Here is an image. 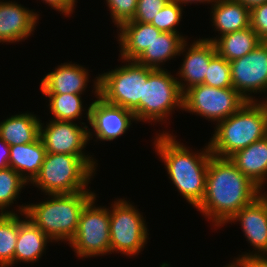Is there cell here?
Wrapping results in <instances>:
<instances>
[{"label":"cell","instance_id":"6da1fadb","mask_svg":"<svg viewBox=\"0 0 267 267\" xmlns=\"http://www.w3.org/2000/svg\"><path fill=\"white\" fill-rule=\"evenodd\" d=\"M262 190L247 178L229 158L212 155L209 160L206 190L197 211L223 227L244 206L253 202Z\"/></svg>","mask_w":267,"mask_h":267},{"label":"cell","instance_id":"7a4b0ae2","mask_svg":"<svg viewBox=\"0 0 267 267\" xmlns=\"http://www.w3.org/2000/svg\"><path fill=\"white\" fill-rule=\"evenodd\" d=\"M153 144L180 196L196 208L206 190L207 169L212 156L209 145L194 153L168 131L158 133Z\"/></svg>","mask_w":267,"mask_h":267},{"label":"cell","instance_id":"3957f363","mask_svg":"<svg viewBox=\"0 0 267 267\" xmlns=\"http://www.w3.org/2000/svg\"><path fill=\"white\" fill-rule=\"evenodd\" d=\"M48 196L47 200L39 203L18 205V212L25 213L53 242H70L76 234L82 209L96 193L86 190Z\"/></svg>","mask_w":267,"mask_h":267},{"label":"cell","instance_id":"277c9868","mask_svg":"<svg viewBox=\"0 0 267 267\" xmlns=\"http://www.w3.org/2000/svg\"><path fill=\"white\" fill-rule=\"evenodd\" d=\"M214 129L208 142L212 155L229 158L267 135V103L263 99L247 101Z\"/></svg>","mask_w":267,"mask_h":267},{"label":"cell","instance_id":"5b68a950","mask_svg":"<svg viewBox=\"0 0 267 267\" xmlns=\"http://www.w3.org/2000/svg\"><path fill=\"white\" fill-rule=\"evenodd\" d=\"M95 160L92 155L46 152L41 170L31 184L46 196L90 190L88 184L97 171Z\"/></svg>","mask_w":267,"mask_h":267},{"label":"cell","instance_id":"8992f818","mask_svg":"<svg viewBox=\"0 0 267 267\" xmlns=\"http://www.w3.org/2000/svg\"><path fill=\"white\" fill-rule=\"evenodd\" d=\"M121 60L126 64L99 74V97L109 104L131 111L137 123L140 122L144 83L155 69L135 60Z\"/></svg>","mask_w":267,"mask_h":267},{"label":"cell","instance_id":"52a82bcc","mask_svg":"<svg viewBox=\"0 0 267 267\" xmlns=\"http://www.w3.org/2000/svg\"><path fill=\"white\" fill-rule=\"evenodd\" d=\"M116 200V201H115ZM110 210V254L139 255L147 244L149 230L145 217L131 202L115 199Z\"/></svg>","mask_w":267,"mask_h":267},{"label":"cell","instance_id":"ba28073f","mask_svg":"<svg viewBox=\"0 0 267 267\" xmlns=\"http://www.w3.org/2000/svg\"><path fill=\"white\" fill-rule=\"evenodd\" d=\"M176 108L183 110V92L177 78L167 69H155L144 83L140 122L165 123Z\"/></svg>","mask_w":267,"mask_h":267},{"label":"cell","instance_id":"9c48e42d","mask_svg":"<svg viewBox=\"0 0 267 267\" xmlns=\"http://www.w3.org/2000/svg\"><path fill=\"white\" fill-rule=\"evenodd\" d=\"M96 198L82 209L76 234L67 243L81 259L110 254V210L94 205Z\"/></svg>","mask_w":267,"mask_h":267},{"label":"cell","instance_id":"30bf717a","mask_svg":"<svg viewBox=\"0 0 267 267\" xmlns=\"http://www.w3.org/2000/svg\"><path fill=\"white\" fill-rule=\"evenodd\" d=\"M247 100L233 87L196 85L183 92V111L216 124L234 114Z\"/></svg>","mask_w":267,"mask_h":267},{"label":"cell","instance_id":"8fae6325","mask_svg":"<svg viewBox=\"0 0 267 267\" xmlns=\"http://www.w3.org/2000/svg\"><path fill=\"white\" fill-rule=\"evenodd\" d=\"M93 83V92L97 100H93L85 112L87 121L94 131L91 132L89 128V141L92 140V136H96L95 141H113L129 130L131 122L136 121L134 114L99 97V76Z\"/></svg>","mask_w":267,"mask_h":267},{"label":"cell","instance_id":"7c38bea8","mask_svg":"<svg viewBox=\"0 0 267 267\" xmlns=\"http://www.w3.org/2000/svg\"><path fill=\"white\" fill-rule=\"evenodd\" d=\"M230 63L233 88L247 101H258L252 93L267 94V42L262 41L245 56ZM267 97V96H266ZM267 98L264 100L266 101Z\"/></svg>","mask_w":267,"mask_h":267},{"label":"cell","instance_id":"4fadbf2b","mask_svg":"<svg viewBox=\"0 0 267 267\" xmlns=\"http://www.w3.org/2000/svg\"><path fill=\"white\" fill-rule=\"evenodd\" d=\"M49 121L46 126L42 122L40 124V139L46 152L89 155L84 151L89 142V128L85 122H80L83 125L79 126L74 121L53 119Z\"/></svg>","mask_w":267,"mask_h":267},{"label":"cell","instance_id":"5bb4252c","mask_svg":"<svg viewBox=\"0 0 267 267\" xmlns=\"http://www.w3.org/2000/svg\"><path fill=\"white\" fill-rule=\"evenodd\" d=\"M187 43L186 40L180 49V55L182 53L185 56L179 67L180 71L176 75L182 92L190 87L203 84L210 59L217 53L214 42L203 38L195 40L190 45Z\"/></svg>","mask_w":267,"mask_h":267},{"label":"cell","instance_id":"9a60e30c","mask_svg":"<svg viewBox=\"0 0 267 267\" xmlns=\"http://www.w3.org/2000/svg\"><path fill=\"white\" fill-rule=\"evenodd\" d=\"M239 221L246 241L253 246L252 252L239 255L245 258L250 255H263L267 251V200L261 194L253 202L244 206L228 222ZM257 250V251H256Z\"/></svg>","mask_w":267,"mask_h":267},{"label":"cell","instance_id":"2e32d148","mask_svg":"<svg viewBox=\"0 0 267 267\" xmlns=\"http://www.w3.org/2000/svg\"><path fill=\"white\" fill-rule=\"evenodd\" d=\"M39 14L16 1L0 0V43L25 41L36 29Z\"/></svg>","mask_w":267,"mask_h":267},{"label":"cell","instance_id":"e0dca14e","mask_svg":"<svg viewBox=\"0 0 267 267\" xmlns=\"http://www.w3.org/2000/svg\"><path fill=\"white\" fill-rule=\"evenodd\" d=\"M89 70L72 62H65L55 67L54 71L41 79L42 94H83L89 81Z\"/></svg>","mask_w":267,"mask_h":267},{"label":"cell","instance_id":"ac0fdd59","mask_svg":"<svg viewBox=\"0 0 267 267\" xmlns=\"http://www.w3.org/2000/svg\"><path fill=\"white\" fill-rule=\"evenodd\" d=\"M118 43L120 57L126 60H136L161 31L150 23L129 20L118 28Z\"/></svg>","mask_w":267,"mask_h":267},{"label":"cell","instance_id":"d6986e66","mask_svg":"<svg viewBox=\"0 0 267 267\" xmlns=\"http://www.w3.org/2000/svg\"><path fill=\"white\" fill-rule=\"evenodd\" d=\"M229 159L236 165L247 178L265 191L267 182V135L236 151ZM264 185V186H263Z\"/></svg>","mask_w":267,"mask_h":267},{"label":"cell","instance_id":"ffe728a7","mask_svg":"<svg viewBox=\"0 0 267 267\" xmlns=\"http://www.w3.org/2000/svg\"><path fill=\"white\" fill-rule=\"evenodd\" d=\"M23 220L18 215V236L14 252V264L17 262L35 263L41 259L47 244L52 240L25 215ZM35 261V262H34Z\"/></svg>","mask_w":267,"mask_h":267},{"label":"cell","instance_id":"44dd1931","mask_svg":"<svg viewBox=\"0 0 267 267\" xmlns=\"http://www.w3.org/2000/svg\"><path fill=\"white\" fill-rule=\"evenodd\" d=\"M212 26L219 35L240 31L250 27V10L235 0H217L211 4Z\"/></svg>","mask_w":267,"mask_h":267},{"label":"cell","instance_id":"7402d4cb","mask_svg":"<svg viewBox=\"0 0 267 267\" xmlns=\"http://www.w3.org/2000/svg\"><path fill=\"white\" fill-rule=\"evenodd\" d=\"M45 155L40 137L33 143L10 146L9 167L30 184L38 176Z\"/></svg>","mask_w":267,"mask_h":267},{"label":"cell","instance_id":"603a6c76","mask_svg":"<svg viewBox=\"0 0 267 267\" xmlns=\"http://www.w3.org/2000/svg\"><path fill=\"white\" fill-rule=\"evenodd\" d=\"M41 121L29 112L11 115L0 123V137L9 146L33 143L40 137Z\"/></svg>","mask_w":267,"mask_h":267},{"label":"cell","instance_id":"cb8c5ba5","mask_svg":"<svg viewBox=\"0 0 267 267\" xmlns=\"http://www.w3.org/2000/svg\"><path fill=\"white\" fill-rule=\"evenodd\" d=\"M186 40V37L178 33L161 32L135 61L149 68L165 69L161 66L180 55V49Z\"/></svg>","mask_w":267,"mask_h":267},{"label":"cell","instance_id":"d4e9b609","mask_svg":"<svg viewBox=\"0 0 267 267\" xmlns=\"http://www.w3.org/2000/svg\"><path fill=\"white\" fill-rule=\"evenodd\" d=\"M204 39L214 42L217 53L228 62L245 56L262 42L251 27L223 36Z\"/></svg>","mask_w":267,"mask_h":267},{"label":"cell","instance_id":"484cf974","mask_svg":"<svg viewBox=\"0 0 267 267\" xmlns=\"http://www.w3.org/2000/svg\"><path fill=\"white\" fill-rule=\"evenodd\" d=\"M49 98V110L53 120L76 121L83 116L82 94H44Z\"/></svg>","mask_w":267,"mask_h":267},{"label":"cell","instance_id":"4316f807","mask_svg":"<svg viewBox=\"0 0 267 267\" xmlns=\"http://www.w3.org/2000/svg\"><path fill=\"white\" fill-rule=\"evenodd\" d=\"M18 236V214L0 216V267L14 266V252Z\"/></svg>","mask_w":267,"mask_h":267},{"label":"cell","instance_id":"83f0119b","mask_svg":"<svg viewBox=\"0 0 267 267\" xmlns=\"http://www.w3.org/2000/svg\"><path fill=\"white\" fill-rule=\"evenodd\" d=\"M25 185L28 183L11 167L0 169V212L2 214H15V211L6 209L14 204Z\"/></svg>","mask_w":267,"mask_h":267},{"label":"cell","instance_id":"f1b7e54d","mask_svg":"<svg viewBox=\"0 0 267 267\" xmlns=\"http://www.w3.org/2000/svg\"><path fill=\"white\" fill-rule=\"evenodd\" d=\"M203 84L215 88L233 87L230 63L218 53L210 59Z\"/></svg>","mask_w":267,"mask_h":267},{"label":"cell","instance_id":"f546056e","mask_svg":"<svg viewBox=\"0 0 267 267\" xmlns=\"http://www.w3.org/2000/svg\"><path fill=\"white\" fill-rule=\"evenodd\" d=\"M183 5L170 0L153 18L150 24L154 25L161 32L179 33L176 26L182 19Z\"/></svg>","mask_w":267,"mask_h":267},{"label":"cell","instance_id":"4dcf8cb0","mask_svg":"<svg viewBox=\"0 0 267 267\" xmlns=\"http://www.w3.org/2000/svg\"><path fill=\"white\" fill-rule=\"evenodd\" d=\"M137 2L138 0H106L112 22L117 28L124 22L133 19Z\"/></svg>","mask_w":267,"mask_h":267},{"label":"cell","instance_id":"1f68e13d","mask_svg":"<svg viewBox=\"0 0 267 267\" xmlns=\"http://www.w3.org/2000/svg\"><path fill=\"white\" fill-rule=\"evenodd\" d=\"M170 0H138L135 11V16L132 21H139L142 23H151L157 13Z\"/></svg>","mask_w":267,"mask_h":267},{"label":"cell","instance_id":"d6a6232c","mask_svg":"<svg viewBox=\"0 0 267 267\" xmlns=\"http://www.w3.org/2000/svg\"><path fill=\"white\" fill-rule=\"evenodd\" d=\"M250 27L262 41H267V3L250 10Z\"/></svg>","mask_w":267,"mask_h":267},{"label":"cell","instance_id":"836d02e7","mask_svg":"<svg viewBox=\"0 0 267 267\" xmlns=\"http://www.w3.org/2000/svg\"><path fill=\"white\" fill-rule=\"evenodd\" d=\"M48 6L58 12H61L62 15L70 16L71 13L73 14L75 5H76V0H42Z\"/></svg>","mask_w":267,"mask_h":267},{"label":"cell","instance_id":"e575fe53","mask_svg":"<svg viewBox=\"0 0 267 267\" xmlns=\"http://www.w3.org/2000/svg\"><path fill=\"white\" fill-rule=\"evenodd\" d=\"M10 146L0 137V169L9 167Z\"/></svg>","mask_w":267,"mask_h":267},{"label":"cell","instance_id":"d590c367","mask_svg":"<svg viewBox=\"0 0 267 267\" xmlns=\"http://www.w3.org/2000/svg\"><path fill=\"white\" fill-rule=\"evenodd\" d=\"M242 259L246 267H267V258L263 255H250Z\"/></svg>","mask_w":267,"mask_h":267},{"label":"cell","instance_id":"8d00e7d4","mask_svg":"<svg viewBox=\"0 0 267 267\" xmlns=\"http://www.w3.org/2000/svg\"><path fill=\"white\" fill-rule=\"evenodd\" d=\"M235 1L242 3L249 10L263 3H267V0H235Z\"/></svg>","mask_w":267,"mask_h":267},{"label":"cell","instance_id":"74e56055","mask_svg":"<svg viewBox=\"0 0 267 267\" xmlns=\"http://www.w3.org/2000/svg\"><path fill=\"white\" fill-rule=\"evenodd\" d=\"M173 1H175V2H178L179 4H181V5H183L184 4V6H186V4L188 5V3H190V5L192 4V3H197V5H198V3L200 4V3H214L215 1H217V0H173Z\"/></svg>","mask_w":267,"mask_h":267},{"label":"cell","instance_id":"f35d334b","mask_svg":"<svg viewBox=\"0 0 267 267\" xmlns=\"http://www.w3.org/2000/svg\"><path fill=\"white\" fill-rule=\"evenodd\" d=\"M236 259V260H235ZM232 263L226 265L225 267H246L245 262L242 258H234Z\"/></svg>","mask_w":267,"mask_h":267},{"label":"cell","instance_id":"ab89813d","mask_svg":"<svg viewBox=\"0 0 267 267\" xmlns=\"http://www.w3.org/2000/svg\"><path fill=\"white\" fill-rule=\"evenodd\" d=\"M261 194H262V195L266 198V200H267V193H266V192H264V193L262 192Z\"/></svg>","mask_w":267,"mask_h":267},{"label":"cell","instance_id":"60d3db41","mask_svg":"<svg viewBox=\"0 0 267 267\" xmlns=\"http://www.w3.org/2000/svg\"><path fill=\"white\" fill-rule=\"evenodd\" d=\"M263 256H265L267 258V251L263 254Z\"/></svg>","mask_w":267,"mask_h":267}]
</instances>
